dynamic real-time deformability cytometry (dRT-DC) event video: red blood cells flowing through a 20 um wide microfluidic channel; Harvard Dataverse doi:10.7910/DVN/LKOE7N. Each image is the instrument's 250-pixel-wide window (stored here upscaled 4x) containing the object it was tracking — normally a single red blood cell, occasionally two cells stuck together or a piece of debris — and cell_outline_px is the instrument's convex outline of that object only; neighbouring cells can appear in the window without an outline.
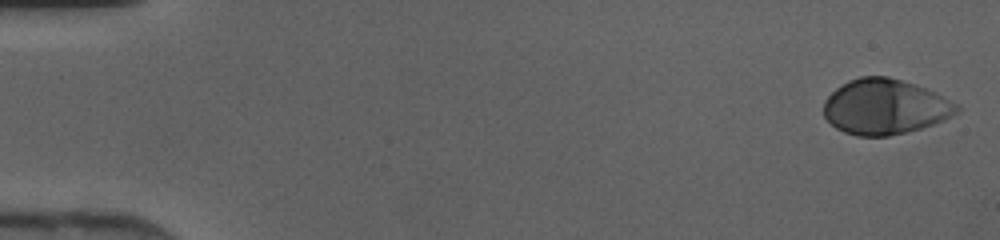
{"species": "human", "species_latin": "Homo sapiens", "temperature_condition": "cold", "stored_images_in_passage": 45, "camera_frame_rate_fps": 3000, "um_per_image_px": 0.085, "donor": {"sex": "female"}, "frame": {"image": 1, "passage_image": 1, "time_ms": 0.0, "image_size_px": [1000, 240], "cell_outline_px": [[960, 108], [956, 112], [944, 120], [908, 132], [888, 136], [856, 136], [844, 132], [836, 128], [824, 116], [824, 100], [836, 88], [848, 80], [860, 76], [888, 76], [936, 92], [960, 104]], "centroid_in_image_um": [75.22, 9.08], "position_along_channel_um": 9.8, "area_um2": 42.83}}
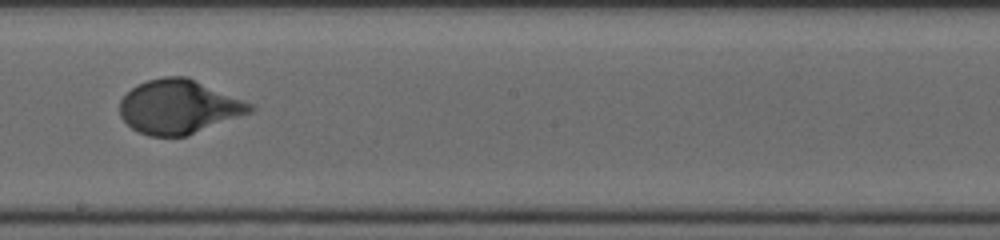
{"frame": {"image": 2, "passage_image": 26, "time_ms": 8.333, "image_size_px": [1000, 240], "cell_outline_px": [[256, 108], [252, 112], [188, 136], [148, 136], [132, 128], [120, 116], [120, 100], [136, 84], [148, 80], [164, 76], [188, 76], [256, 104]], "centroid_in_image_um": [15.26, 9.07], "position_along_channel_um": 232.9, "area_um2": 41.5}}
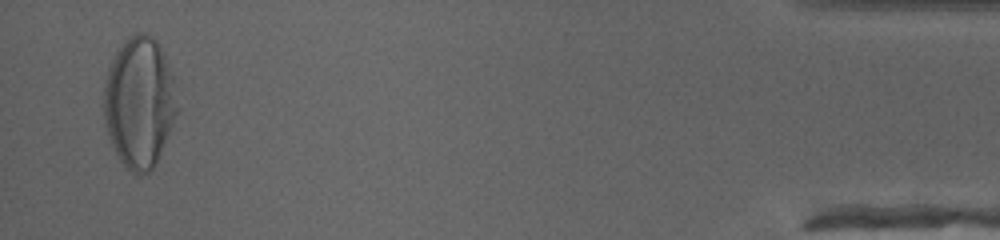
{"frame": {"image": 3, "passage_image": 44, "time_ms": 14.333, "image_size_px": [1000, 240], "cell_outline_px": [[180, 108], [156, 164], [148, 172], [140, 176], [136, 176], [120, 160], [108, 136], [104, 124], [100, 104], [104, 80], [108, 68], [116, 52], [124, 40], [128, 36], [136, 32], [144, 32], [152, 36], [160, 44], [164, 52], [172, 76]], "centroid_in_image_um": [11.82, 8.69], "position_along_channel_um": 423.4, "area_um2": 57.22}}